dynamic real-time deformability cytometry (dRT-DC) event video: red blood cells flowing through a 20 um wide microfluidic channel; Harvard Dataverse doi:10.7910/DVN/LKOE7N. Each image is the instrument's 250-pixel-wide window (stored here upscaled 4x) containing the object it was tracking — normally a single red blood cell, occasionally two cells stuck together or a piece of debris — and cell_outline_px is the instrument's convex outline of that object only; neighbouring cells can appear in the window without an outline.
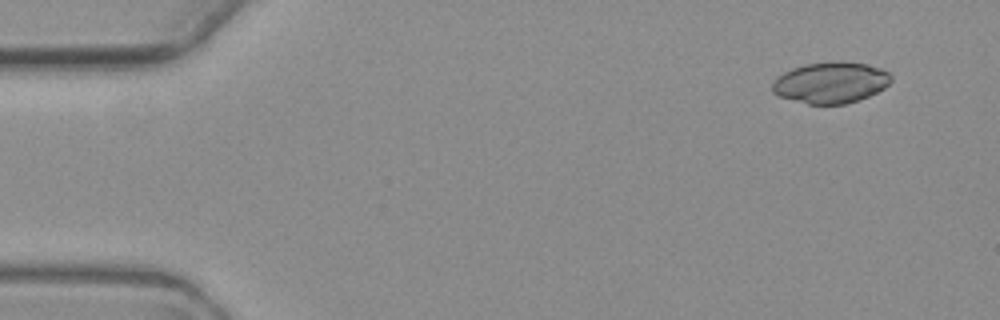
{"species": "common noctule bat (a hibernating species)", "species_latin": "Nyctalus noctula", "temperature_condition": "warm", "stored_images_in_passage": 5, "camera_frame_rate_fps": 3000, "um_per_image_px": 0.085, "animal": {"sex": "female", "body_mass_g": 19.3, "forearm_length_mm": 54.1}, "frame": {"image": 1, "passage_image": 1, "time_ms": 0.0, "image_size_px": [1000, 320], "cell_outline_px": [[892, 80], [884, 88], [868, 96], [844, 104], [808, 104], [780, 96], [772, 92], [772, 80], [776, 76], [792, 68], [804, 64], [840, 60], [868, 64], [880, 68], [888, 72], [892, 76]], "centroid_in_image_um": [70.6, 7.0], "position_along_channel_um": 14.4, "area_um2": 28.67}}